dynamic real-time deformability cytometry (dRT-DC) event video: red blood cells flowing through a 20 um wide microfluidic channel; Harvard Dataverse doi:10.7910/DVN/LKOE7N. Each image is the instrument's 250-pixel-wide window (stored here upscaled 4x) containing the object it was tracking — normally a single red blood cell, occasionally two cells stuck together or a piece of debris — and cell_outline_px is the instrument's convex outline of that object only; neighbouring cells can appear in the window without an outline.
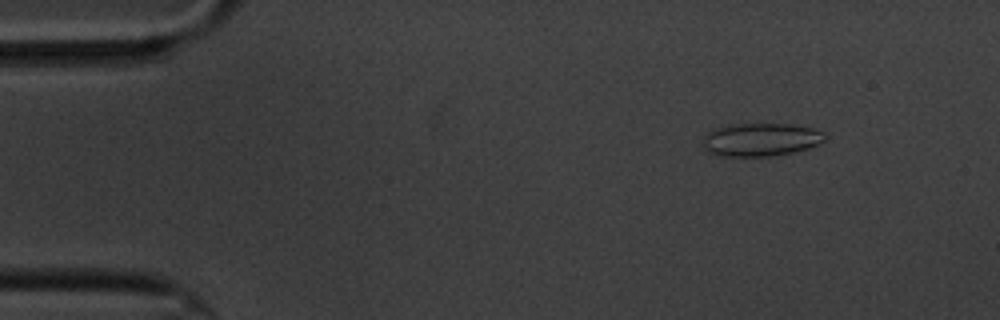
{"species": "common noctule bat (a hibernating species)", "species_latin": "Nyctalus noctula", "temperature_condition": "cold", "stored_images_in_passage": 4, "camera_frame_rate_fps": 3000, "um_per_image_px": 0.085, "animal": {"sex": "male", "body_mass_g": 20.1, "forearm_length_mm": 53.5}, "frame": {"image": 1, "passage_image": 1, "time_ms": 0.0, "image_size_px": [1000, 320], "cell_outline_px": [[828, 136], [824, 140], [808, 148], [792, 152], [772, 156], [724, 156], [708, 152], [704, 148], [704, 136], [712, 128], [732, 124], [792, 124], [812, 128], [824, 132]], "centroid_in_image_um": [64.66, 11.86], "position_along_channel_um": 20.3, "area_um2": 23.52}}
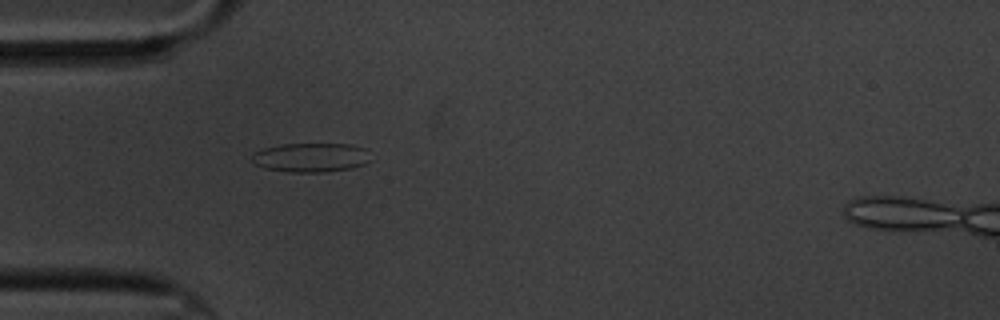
{"frame": {"image": 2, "passage_image": 4, "time_ms": 3.333, "image_size_px": [1000, 320], "cell_outline_px": [[372, 160], [364, 164], [352, 168], [324, 172], [292, 172], [264, 168], [256, 164], [252, 160], [252, 152], [264, 148], [284, 144], [352, 144], [368, 148]], "centroid_in_image_um": [26.49, 13.38], "position_along_channel_um": 58.5, "area_um2": 20.4}}